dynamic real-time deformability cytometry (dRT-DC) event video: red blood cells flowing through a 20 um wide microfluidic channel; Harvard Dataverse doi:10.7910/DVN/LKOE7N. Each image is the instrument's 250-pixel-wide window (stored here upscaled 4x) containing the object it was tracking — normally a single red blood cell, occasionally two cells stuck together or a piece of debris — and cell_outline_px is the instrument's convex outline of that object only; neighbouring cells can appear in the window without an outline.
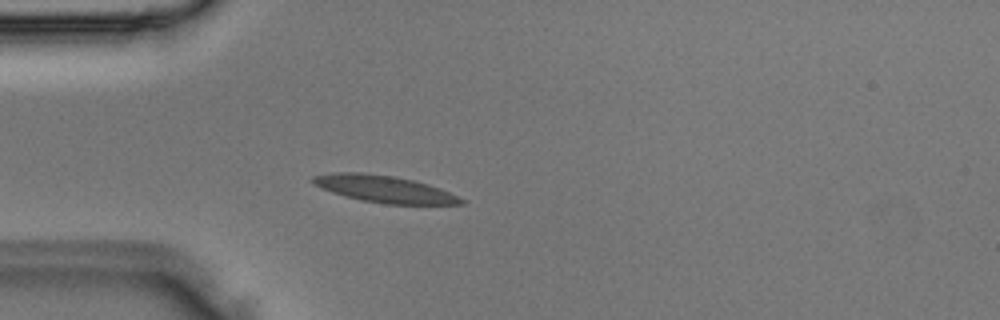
{"species": "Egyptian fruit bat (a non-hibernating species)", "species_latin": "Rousettus aegyptiacus", "temperature_condition": "room temperature", "stored_images_in_passage": 3, "camera_frame_rate_fps": 3000, "um_per_image_px": 0.085, "animal": {"sex": "male"}, "frame": {"image": 1, "passage_image": 3, "time_ms": 0.667, "image_size_px": [1000, 320], "cell_outline_px": [[468, 200], [464, 204], [388, 204], [360, 200], [344, 196], [320, 188], [312, 184], [312, 176], [336, 172], [360, 172], [396, 176], [428, 184], [440, 188]], "centroid_in_image_um": [32.67, 16.06], "position_along_channel_um": 52.3, "area_um2": 23.41}}